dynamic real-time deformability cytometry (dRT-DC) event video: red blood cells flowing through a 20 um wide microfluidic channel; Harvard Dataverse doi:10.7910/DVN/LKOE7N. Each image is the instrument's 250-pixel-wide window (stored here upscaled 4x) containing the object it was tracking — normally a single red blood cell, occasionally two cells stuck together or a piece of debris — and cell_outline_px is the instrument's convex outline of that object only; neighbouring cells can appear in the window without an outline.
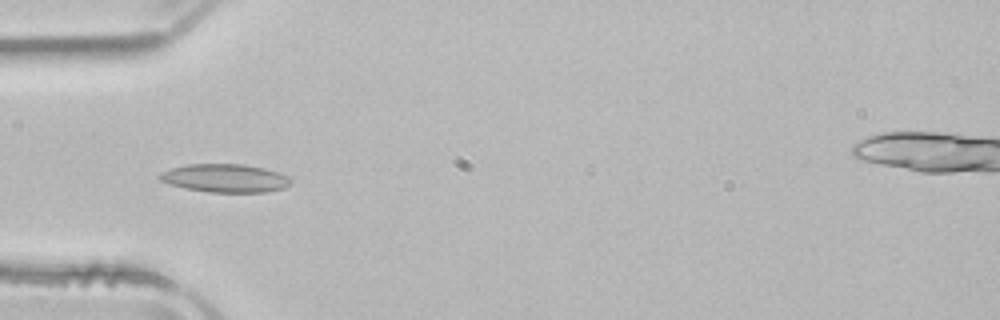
{"species": "common noctule bat (a hibernating species)", "species_latin": "Nyctalus noctula", "temperature_condition": "room temperature", "stored_images_in_passage": 5, "camera_frame_rate_fps": 3000, "um_per_image_px": 0.085, "animal": {"sex": "male", "body_mass_g": 21.5, "forearm_length_mm": 52.0}, "frame": {"image": 1, "passage_image": 2, "time_ms": 0.333, "image_size_px": [1000, 320], "cell_outline_px": [[292, 184], [284, 188], [268, 192], [208, 192], [184, 188], [168, 184], [160, 180], [156, 176], [160, 172], [184, 164], [244, 164], [264, 168], [288, 176], [292, 180]], "centroid_in_image_um": [19.11, 15.14], "position_along_channel_um": 65.9, "area_um2": 21.85}}